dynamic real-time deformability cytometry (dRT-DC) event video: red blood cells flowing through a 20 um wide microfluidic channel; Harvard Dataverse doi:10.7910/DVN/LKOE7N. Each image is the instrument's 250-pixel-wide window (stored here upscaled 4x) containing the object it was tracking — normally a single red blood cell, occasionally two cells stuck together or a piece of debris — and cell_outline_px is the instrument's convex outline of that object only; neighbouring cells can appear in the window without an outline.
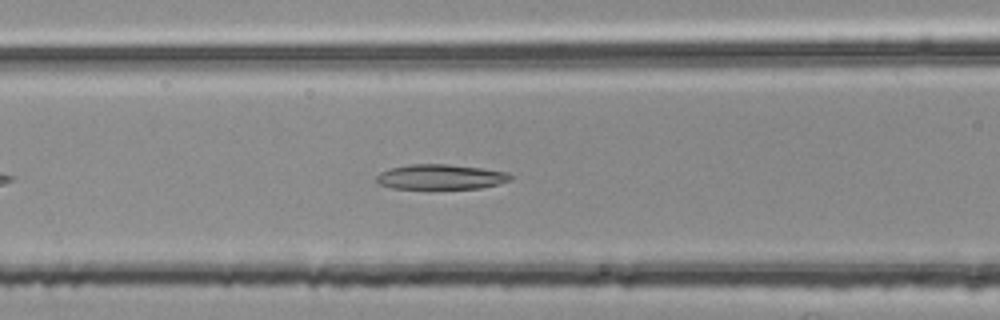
{"species": "common noctule bat (a hibernating species)", "species_latin": "Nyctalus noctula", "temperature_condition": "room temperature", "stored_images_in_passage": 39, "camera_frame_rate_fps": 3000, "um_per_image_px": 0.085, "animal": {"sex": "female", "body_mass_g": 25.1}, "frame": {"image": 1, "passage_image": 10, "time_ms": 3.0, "image_size_px": [1000, 320], "cell_outline_px": [[516, 176], [512, 180], [500, 184], [480, 188], [392, 188], [380, 184], [376, 180], [376, 176], [380, 172], [392, 168], [408, 164], [448, 164], [480, 168], [508, 172]], "centroid_in_image_um": [37.52, 15.03], "position_along_channel_um": 129.1, "area_um2": 19.54}}
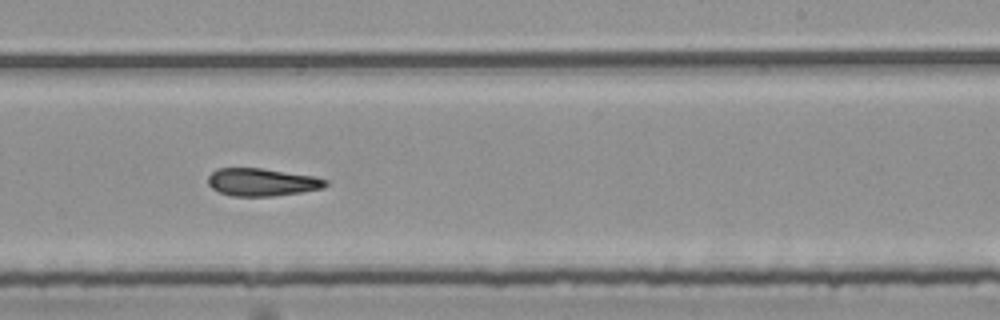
{"frame": {"image": 2, "passage_image": 21, "time_ms": 6.667, "image_size_px": [1000, 320], "cell_outline_px": [[328, 184], [320, 188], [300, 192], [272, 196], [232, 196], [220, 192], [212, 188], [208, 184], [208, 176], [216, 168], [260, 168], [316, 176], [328, 180]], "centroid_in_image_um": [22.25, 15.47], "position_along_channel_um": 266.7, "area_um2": 18.9}}
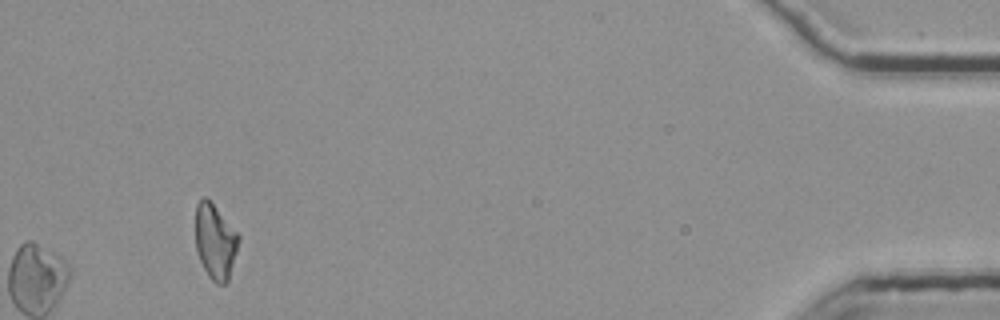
{"frame": {"image": 3, "passage_image": 39, "time_ms": 12.667, "image_size_px": [1000, 320], "cell_outline_px": [[240, 240], [228, 280], [224, 284], [216, 284], [208, 276], [200, 260], [196, 248], [196, 204], [204, 196], [212, 204], [240, 236]], "centroid_in_image_um": [18.29, 20.56], "position_along_channel_um": 416.9, "area_um2": 18.5}}